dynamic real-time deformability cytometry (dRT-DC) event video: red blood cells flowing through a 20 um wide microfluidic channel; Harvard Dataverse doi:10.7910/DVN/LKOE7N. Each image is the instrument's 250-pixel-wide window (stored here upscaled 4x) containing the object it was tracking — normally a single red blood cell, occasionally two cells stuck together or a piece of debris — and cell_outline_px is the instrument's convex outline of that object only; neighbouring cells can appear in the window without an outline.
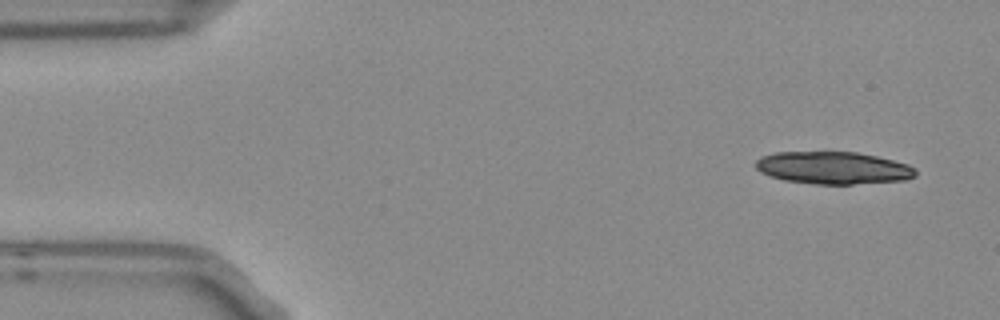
{"species": "Egyptian fruit bat (a non-hibernating species)", "species_latin": "Rousettus aegyptiacus", "temperature_condition": "room temperature", "stored_images_in_passage": 3, "camera_frame_rate_fps": 3000, "um_per_image_px": 0.085, "frame": {"image": 1, "passage_image": 1, "time_ms": 0.0, "image_size_px": [1000, 320], "cell_outline_px": [[916, 176], [908, 180], [852, 184], [812, 184], [784, 180], [768, 176], [760, 172], [756, 168], [756, 160], [760, 156], [776, 152], [856, 152], [876, 156], [908, 164], [916, 168]], "centroid_in_image_um": [70.82, 14.27], "position_along_channel_um": 14.2, "area_um2": 30.4}}